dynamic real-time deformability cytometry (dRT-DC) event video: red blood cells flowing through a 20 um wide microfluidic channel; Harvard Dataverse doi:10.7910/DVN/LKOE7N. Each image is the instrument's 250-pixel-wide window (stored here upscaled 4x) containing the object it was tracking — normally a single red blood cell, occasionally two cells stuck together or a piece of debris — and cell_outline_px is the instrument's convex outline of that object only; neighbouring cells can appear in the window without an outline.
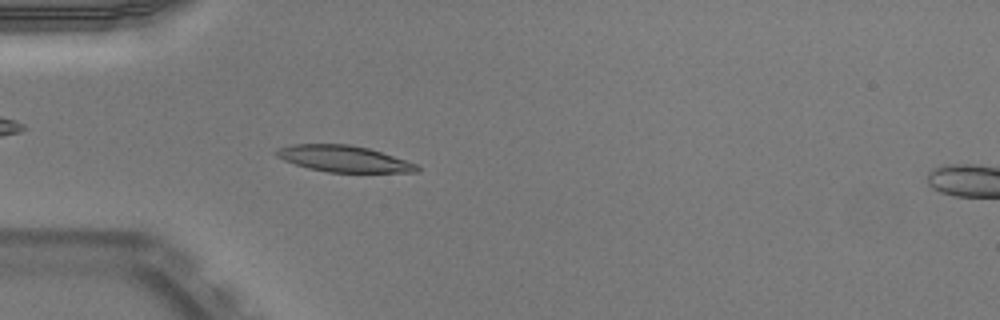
{"species": "Egyptian fruit bat (a non-hibernating species)", "species_latin": "Rousettus aegyptiacus", "temperature_condition": "warm", "stored_images_in_passage": 50, "camera_frame_rate_fps": 3000, "um_per_image_px": 0.085, "animal": {"sex": "male"}, "frame": {"image": 1, "passage_image": 15, "time_ms": 4.667, "image_size_px": [1000, 320], "cell_outline_px": [[420, 172], [328, 172], [308, 168], [284, 160], [276, 156], [272, 152], [280, 148], [292, 144], [348, 144], [368, 148], [416, 164], [420, 168]], "centroid_in_image_um": [29.19, 13.49], "position_along_channel_um": 55.8, "area_um2": 21.33}}
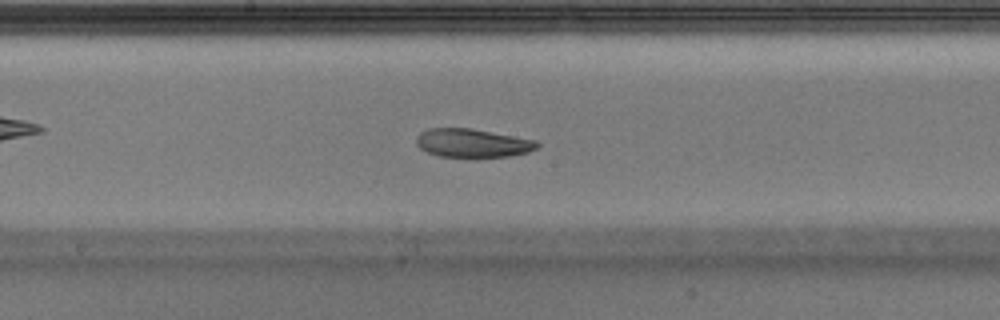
{"frame": {"image": 2, "passage_image": 27, "time_ms": 8.667, "image_size_px": [1000, 320], "cell_outline_px": [[540, 144], [536, 148], [528, 152], [508, 156], [440, 156], [428, 152], [420, 148], [416, 144], [416, 136], [420, 132], [428, 128], [472, 128], [536, 140]], "centroid_in_image_um": [40.14, 12.14], "position_along_channel_um": 208.1, "area_um2": 19.88}}
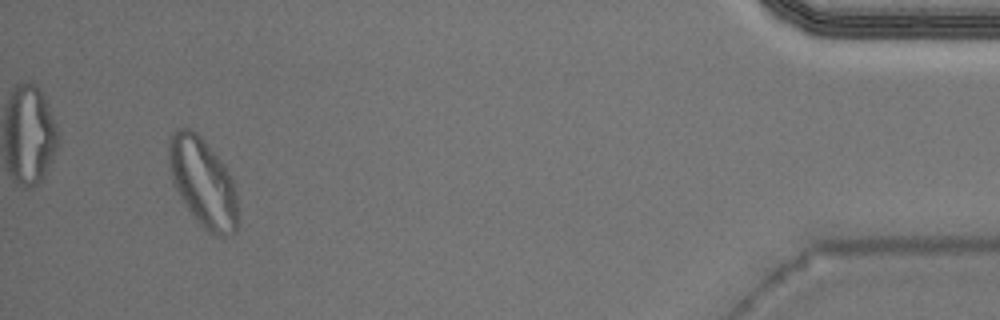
{"frame": {"image": 3, "passage_image": 48, "time_ms": 15.667, "image_size_px": [1000, 320], "cell_outline_px": [[236, 228], [228, 236], [216, 236], [208, 232], [196, 220], [180, 196], [172, 180], [168, 164], [168, 140], [172, 132], [176, 128], [188, 128], [196, 132], [204, 140], [220, 160], [228, 172], [232, 180], [236, 192]], "centroid_in_image_um": [17.21, 15.47], "position_along_channel_um": 418.0, "area_um2": 35.32}, "authors_computed_cell_mechanics": {"area_um2": 21.2704, "velocity_mm_per_s": 3.9657, "shape_relaxation_time_tau1_ms": null, "shape_relaxation_time_tau2_ms": 2.3468, "deformation_change_tau1": null, "deformation_change_tau2": 0.078}}